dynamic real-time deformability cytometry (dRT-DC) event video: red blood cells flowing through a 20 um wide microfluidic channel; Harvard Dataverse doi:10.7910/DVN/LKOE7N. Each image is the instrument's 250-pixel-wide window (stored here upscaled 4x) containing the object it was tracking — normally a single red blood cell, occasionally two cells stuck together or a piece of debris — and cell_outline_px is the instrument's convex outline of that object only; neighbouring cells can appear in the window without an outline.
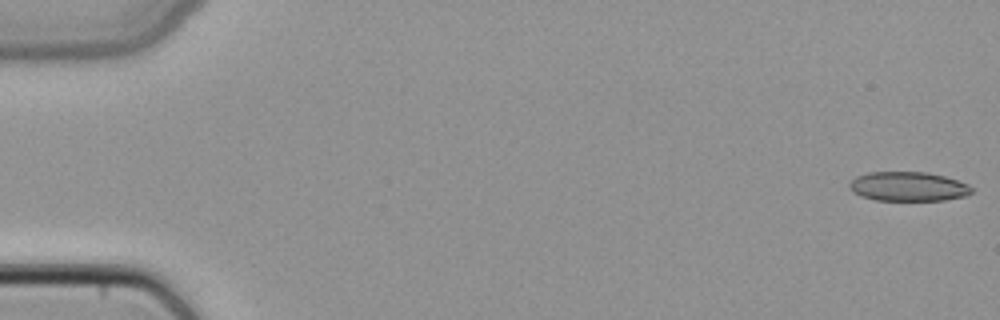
{"species": "common noctule bat (a hibernating species)", "species_latin": "Nyctalus noctula", "temperature_condition": "cold", "stored_images_in_passage": 49, "camera_frame_rate_fps": 3000, "um_per_image_px": 0.085, "animal": {"sex": "female", "body_mass_g": 22.7, "forearm_length_mm": 54.2}, "frame": {"image": 1, "passage_image": 1, "time_ms": 0.0, "image_size_px": [1000, 320], "cell_outline_px": [[972, 192], [968, 196], [944, 200], [876, 200], [860, 196], [852, 192], [848, 188], [848, 184], [856, 176], [868, 172], [928, 172], [944, 176], [968, 184], [972, 188]], "centroid_in_image_um": [77.18, 15.85], "position_along_channel_um": 7.8, "area_um2": 21.04}}
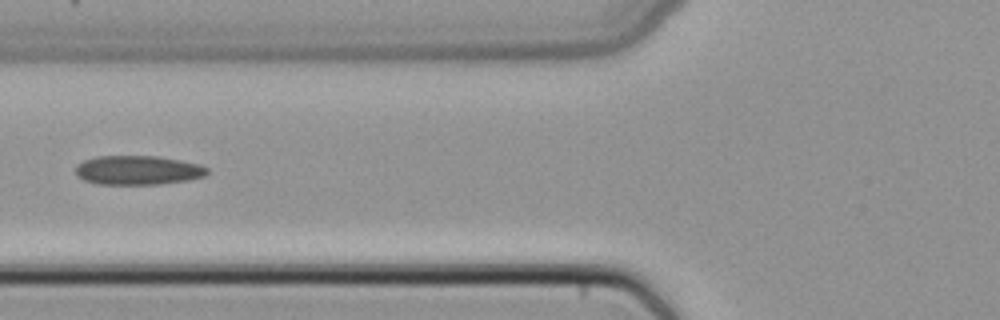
{"frame": {"image": 2, "passage_image": 20, "time_ms": 6.333, "image_size_px": [1000, 320], "cell_outline_px": [[208, 172], [204, 176], [188, 180], [160, 184], [96, 184], [84, 180], [76, 176], [76, 164], [84, 160], [96, 156], [160, 156], [200, 164], [208, 168]], "centroid_in_image_um": [11.7, 14.46], "position_along_channel_um": 114.1, "area_um2": 22.54}}
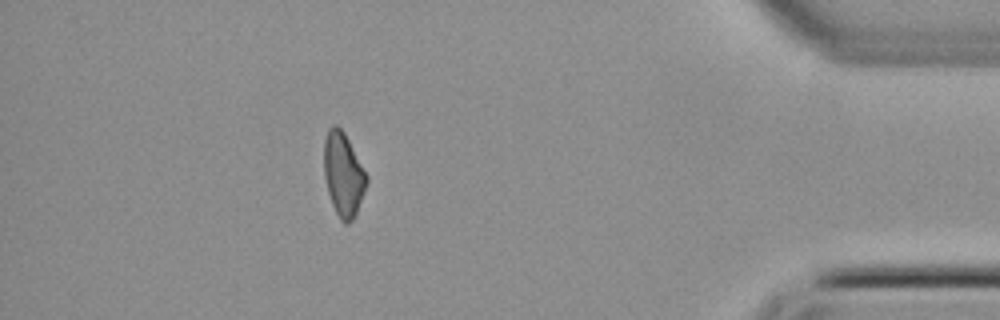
{"frame": {"image": 3, "passage_image": 44, "time_ms": 14.333, "image_size_px": [1000, 320], "cell_outline_px": [[368, 180], [356, 216], [348, 224], [344, 224], [340, 220], [332, 204], [328, 192], [324, 176], [324, 140], [328, 128], [332, 124], [336, 124], [344, 132], [368, 176]], "centroid_in_image_um": [29.18, 14.83], "position_along_channel_um": 406.0, "area_um2": 20.87}}